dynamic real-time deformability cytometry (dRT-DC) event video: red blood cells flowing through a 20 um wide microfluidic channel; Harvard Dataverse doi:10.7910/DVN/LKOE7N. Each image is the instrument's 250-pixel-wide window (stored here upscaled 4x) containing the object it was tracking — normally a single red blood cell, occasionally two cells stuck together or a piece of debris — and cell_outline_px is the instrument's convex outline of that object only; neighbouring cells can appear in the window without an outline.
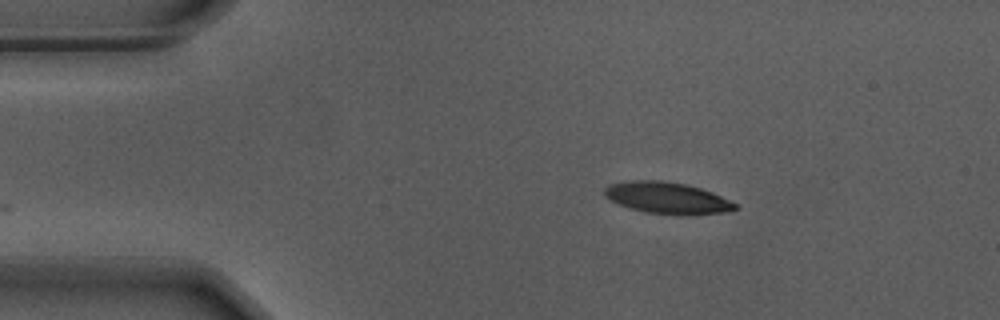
{"species": "Egyptian fruit bat (a non-hibernating species)", "species_latin": "Rousettus aegyptiacus", "temperature_condition": "warm", "stored_images_in_passage": 47, "camera_frame_rate_fps": 3000, "um_per_image_px": 0.085, "animal": {"sex": "male"}, "frame": {"image": 1, "passage_image": 1, "time_ms": 0.0, "image_size_px": [1000, 320], "cell_outline_px": [[740, 208], [724, 212], [648, 212], [616, 204], [604, 196], [604, 188], [608, 184], [632, 180], [664, 180], [688, 184], [712, 192], [740, 204]], "centroid_in_image_um": [56.67, 16.76], "position_along_channel_um": 28.3, "area_um2": 23.35}}
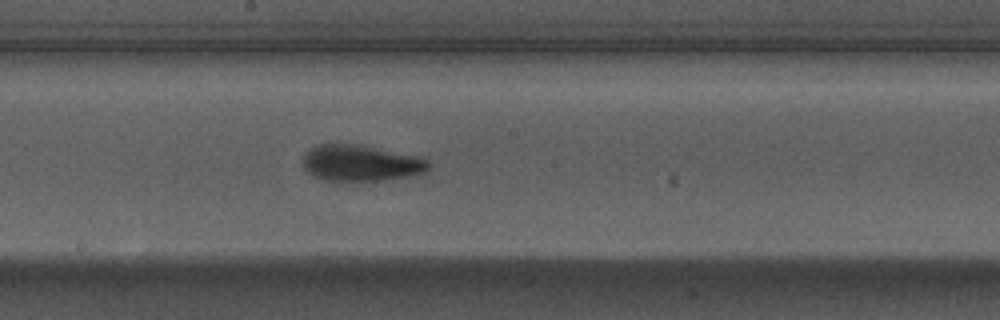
{"frame": {"image": 2, "passage_image": 21, "time_ms": 6.667, "image_size_px": [1000, 320], "cell_outline_px": [[432, 164], [428, 172], [416, 176], [384, 180], [324, 180], [308, 172], [304, 168], [304, 156], [312, 148], [320, 144], [356, 144], [420, 156], [428, 160]], "centroid_in_image_um": [30.79, 13.87], "position_along_channel_um": 217.4, "area_um2": 26.53}}
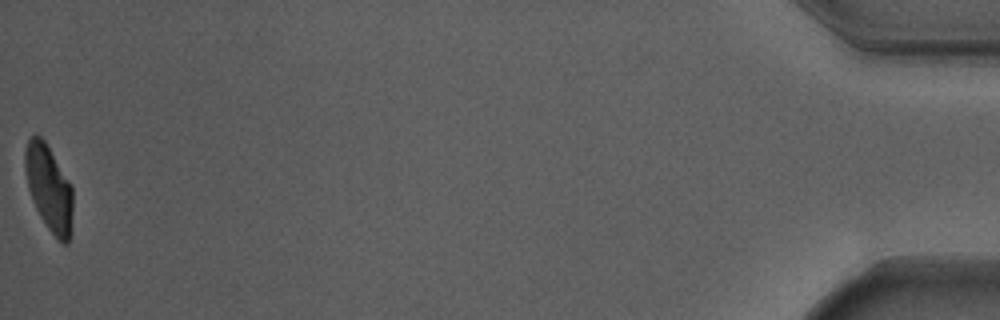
{"frame": {"image": 3, "passage_image": 47, "time_ms": 15.333, "image_size_px": [1000, 320], "cell_outline_px": [[72, 232], [68, 244], [60, 244], [48, 228], [40, 216], [32, 200], [28, 188], [24, 168], [24, 152], [28, 140], [32, 136], [40, 136], [44, 140], [72, 184]], "centroid_in_image_um": [4.18, 16.03], "position_along_channel_um": 431.0, "area_um2": 24.22}, "authors_computed_cell_mechanics": {"area_um2": 25.721, "velocity_mm_per_s": 3.6938, "shape_relaxation_time_tau1_ms": 2.6404, "shape_relaxation_time_tau2_ms": 0.8697, "deformation_change_tau1": 0.1601, "deformation_change_tau2": 0.0751}}